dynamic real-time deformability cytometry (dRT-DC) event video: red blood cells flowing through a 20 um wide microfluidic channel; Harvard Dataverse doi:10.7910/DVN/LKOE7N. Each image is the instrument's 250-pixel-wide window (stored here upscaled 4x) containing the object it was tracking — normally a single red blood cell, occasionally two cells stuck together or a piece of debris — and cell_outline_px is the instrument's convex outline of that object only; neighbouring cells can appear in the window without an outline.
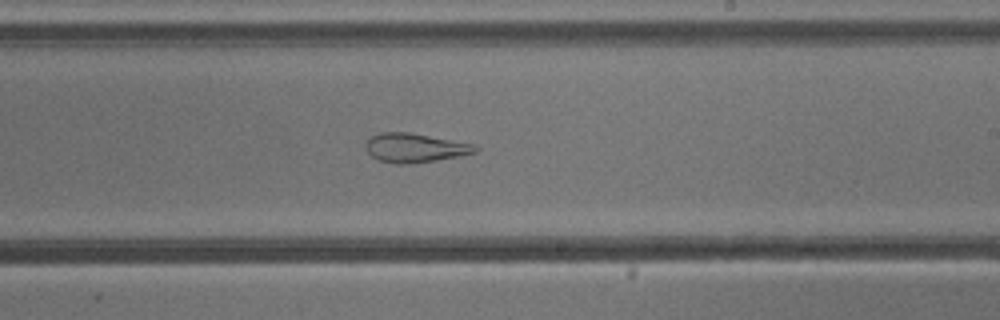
{"species": "common noctule bat (a hibernating species)", "species_latin": "Nyctalus noctula", "temperature_condition": "cold", "stored_images_in_passage": 42, "camera_frame_rate_fps": 3000, "um_per_image_px": 0.085, "animal": {"sex": "male", "body_mass_g": 13.3}, "frame": {"image": 1, "passage_image": 20, "time_ms": 6.333, "image_size_px": [1000, 320], "cell_outline_px": [[480, 148], [476, 152], [436, 160], [408, 164], [396, 164], [380, 160], [372, 156], [368, 152], [364, 144], [372, 136], [380, 132], [408, 132], [476, 144]], "centroid_in_image_um": [35.27, 12.56], "position_along_channel_um": 253.7, "area_um2": 18.44}}
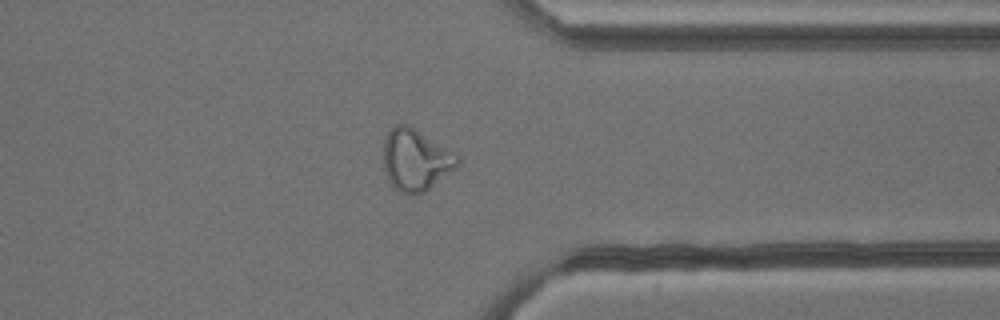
{"frame": {"image": 2, "passage_image": 30, "time_ms": 9.667, "image_size_px": [1000, 320], "cell_outline_px": [[460, 164], [456, 168], [424, 192], [400, 192], [388, 180], [384, 172], [384, 136], [396, 124], [408, 124], [460, 156]], "centroid_in_image_um": [35.33, 13.56], "position_along_channel_um": 376.1, "area_um2": 26.3}}
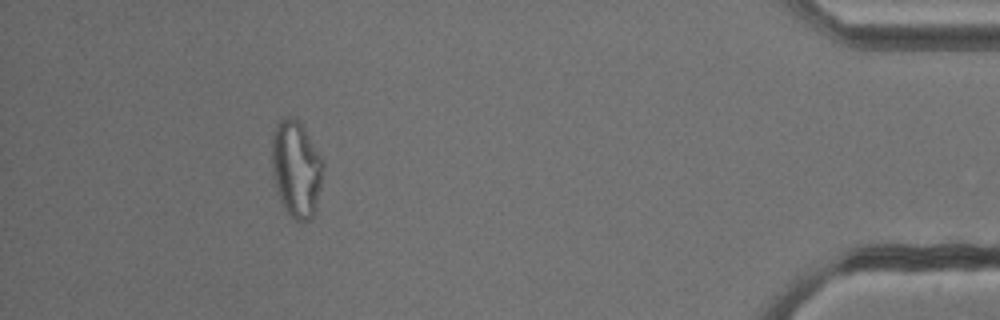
{"frame": {"image": 3, "passage_image": 37, "time_ms": 12.0, "image_size_px": [1000, 320], "cell_outline_px": [[324, 164], [320, 188], [316, 208], [312, 216], [308, 220], [296, 220], [288, 216], [276, 192], [272, 172], [272, 136], [276, 124], [280, 120], [288, 116], [296, 116], [304, 128], [324, 160]], "centroid_in_image_um": [25.17, 14.34], "position_along_channel_um": 410.0, "area_um2": 29.19}, "authors_computed_cell_mechanics": {"area_um2": 25.143, "velocity_mm_per_s": 3.8258, "shape_relaxation_time_tau1_ms": null, "shape_relaxation_time_tau2_ms": 2.762, "deformation_change_tau1": null, "deformation_change_tau2": 0.1228}}